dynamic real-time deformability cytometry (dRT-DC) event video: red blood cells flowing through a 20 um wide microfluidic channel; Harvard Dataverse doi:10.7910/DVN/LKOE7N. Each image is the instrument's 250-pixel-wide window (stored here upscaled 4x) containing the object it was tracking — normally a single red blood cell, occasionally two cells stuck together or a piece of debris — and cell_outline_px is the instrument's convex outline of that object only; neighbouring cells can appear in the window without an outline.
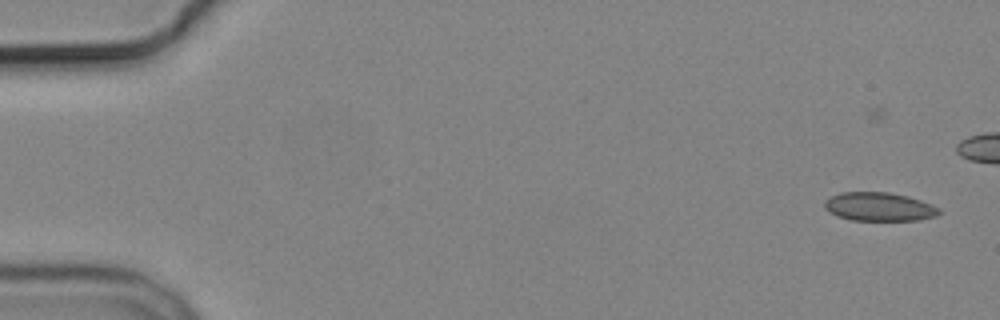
{"species": "common noctule bat (a hibernating species)", "species_latin": "Nyctalus noctula", "temperature_condition": "cold", "stored_images_in_passage": 5, "camera_frame_rate_fps": 3000, "um_per_image_px": 0.085, "animal": {"sex": "male", "body_mass_g": 19.2, "forearm_length_mm": 51.8}, "frame": {"image": 1, "passage_image": 2, "time_ms": 1.0, "image_size_px": [1000, 320], "cell_outline_px": [[940, 212], [936, 216], [920, 220], [852, 220], [836, 216], [828, 212], [824, 208], [824, 200], [840, 192], [888, 192], [908, 196], [932, 204], [940, 208]], "centroid_in_image_um": [74.71, 17.57], "position_along_channel_um": 10.3, "area_um2": 19.25}}